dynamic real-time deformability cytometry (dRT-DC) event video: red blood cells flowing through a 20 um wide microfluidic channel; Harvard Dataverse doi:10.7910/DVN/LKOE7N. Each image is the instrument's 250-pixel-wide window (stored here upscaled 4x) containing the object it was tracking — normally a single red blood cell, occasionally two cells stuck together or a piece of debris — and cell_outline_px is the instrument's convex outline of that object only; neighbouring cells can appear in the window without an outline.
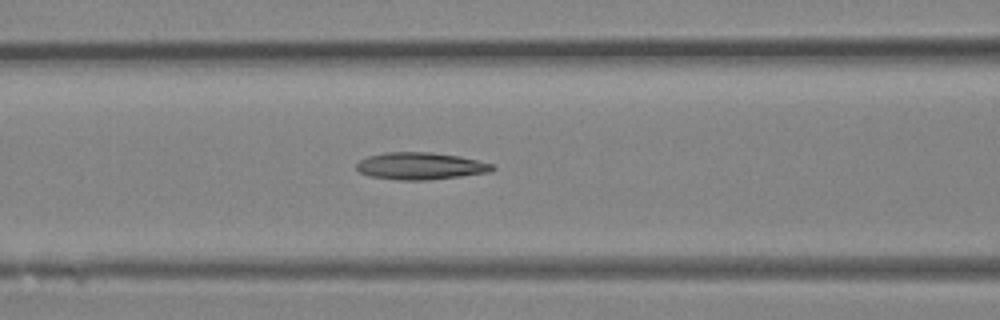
{"species": "Egyptian fruit bat (a non-hibernating species)", "species_latin": "Rousettus aegyptiacus", "temperature_condition": "room temperature", "stored_images_in_passage": 19, "camera_frame_rate_fps": 3000, "um_per_image_px": 0.085, "animal": {"sex": "female"}, "frame": {"image": 1, "passage_image": 13, "time_ms": 4.0, "image_size_px": [1000, 320], "cell_outline_px": [[496, 168], [492, 172], [428, 180], [400, 180], [368, 176], [360, 172], [356, 168], [356, 164], [360, 160], [368, 156], [384, 152], [432, 152], [460, 156], [496, 164]], "centroid_in_image_um": [35.78, 14.11], "position_along_channel_um": 130.8, "area_um2": 21.73}}
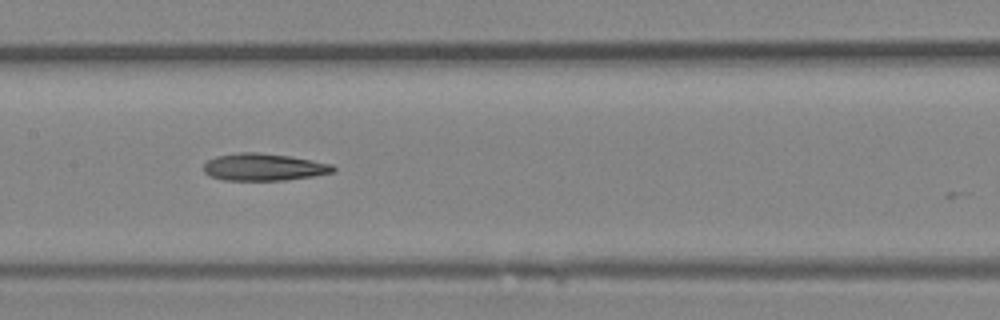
{"frame": {"image": 2, "passage_image": 16, "time_ms": 5.0, "image_size_px": [1000, 320], "cell_outline_px": [[336, 172], [312, 176], [284, 180], [224, 180], [212, 176], [204, 172], [204, 164], [208, 160], [216, 156], [240, 152], [256, 152], [292, 156], [332, 164], [336, 168]], "centroid_in_image_um": [22.45, 14.19], "position_along_channel_um": 185.0, "area_um2": 20.52}}
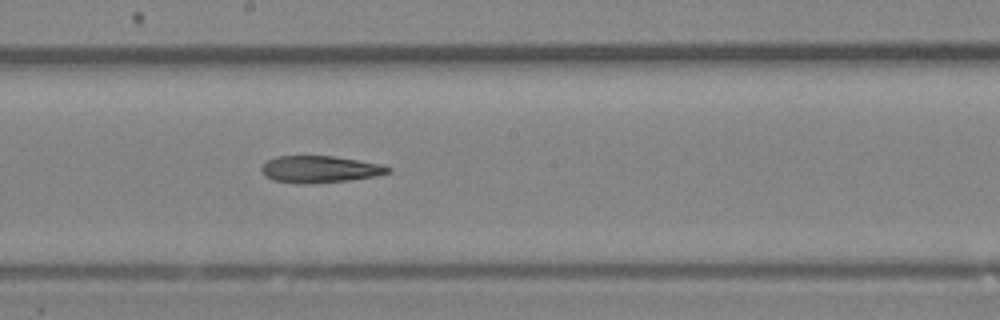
{"frame": {"image": 3, "passage_image": 18, "time_ms": 5.667, "image_size_px": [1000, 320], "cell_outline_px": [[392, 168], [388, 172], [376, 176], [352, 180], [312, 184], [300, 184], [272, 180], [264, 176], [260, 168], [268, 160], [276, 156], [332, 156], [384, 164]], "centroid_in_image_um": [27.18, 14.4], "position_along_channel_um": 221.0, "area_um2": 20.06}}